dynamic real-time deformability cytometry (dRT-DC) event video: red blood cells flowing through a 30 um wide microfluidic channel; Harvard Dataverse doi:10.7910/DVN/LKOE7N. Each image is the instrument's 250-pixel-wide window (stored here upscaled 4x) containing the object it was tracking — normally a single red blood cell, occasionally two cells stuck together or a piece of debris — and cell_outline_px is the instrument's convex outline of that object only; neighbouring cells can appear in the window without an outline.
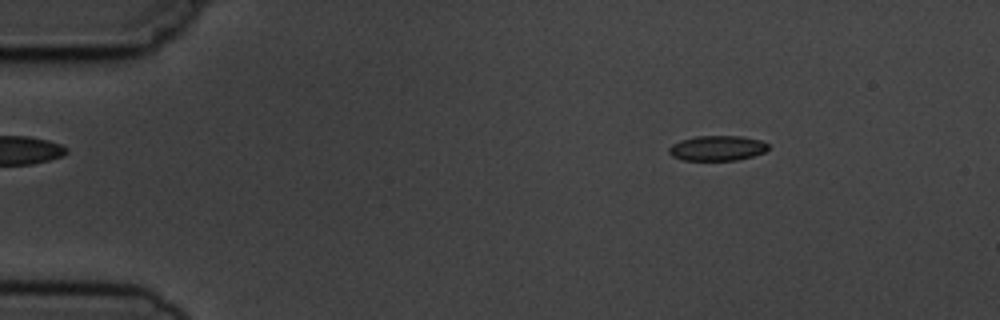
{"species": "common noctule bat (a hibernating species)", "species_latin": "Nyctalus noctula", "temperature_condition": "cold", "stored_images_in_passage": 5, "camera_frame_rate_fps": 3000, "um_per_image_px": 0.085, "animal": {"sex": "male", "body_mass_g": 19.5, "forearm_length_mm": 54.6}, "frame": {"image": 1, "passage_image": 2, "time_ms": 1.0, "image_size_px": [1000, 320], "cell_outline_px": [[768, 148], [764, 152], [752, 156], [736, 160], [680, 160], [672, 156], [668, 152], [668, 148], [672, 144], [680, 140], [696, 136], [740, 136], [760, 140], [768, 144]], "centroid_in_image_um": [60.92, 12.59], "position_along_channel_um": 24.1, "area_um2": 14.51}}
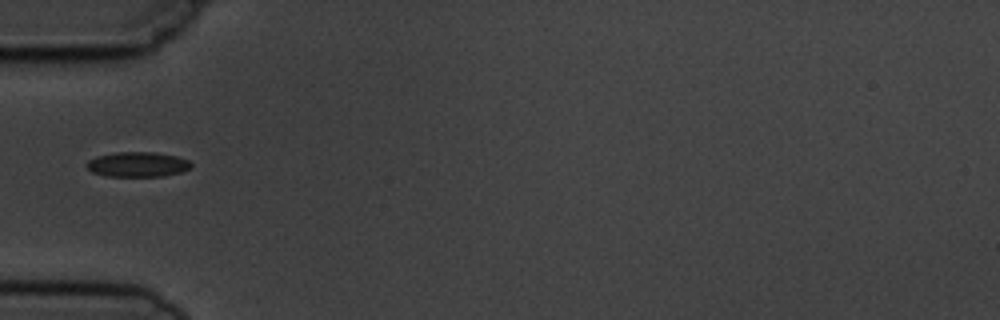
{"frame": {"image": 2, "passage_image": 5, "time_ms": 4.333, "image_size_px": [1000, 320], "cell_outline_px": [[192, 168], [180, 172], [160, 176], [104, 176], [92, 172], [84, 164], [88, 160], [96, 156], [116, 152], [152, 152], [176, 156], [188, 160], [192, 164]], "centroid_in_image_um": [11.66, 13.97], "position_along_channel_um": 73.3, "area_um2": 15.2}}